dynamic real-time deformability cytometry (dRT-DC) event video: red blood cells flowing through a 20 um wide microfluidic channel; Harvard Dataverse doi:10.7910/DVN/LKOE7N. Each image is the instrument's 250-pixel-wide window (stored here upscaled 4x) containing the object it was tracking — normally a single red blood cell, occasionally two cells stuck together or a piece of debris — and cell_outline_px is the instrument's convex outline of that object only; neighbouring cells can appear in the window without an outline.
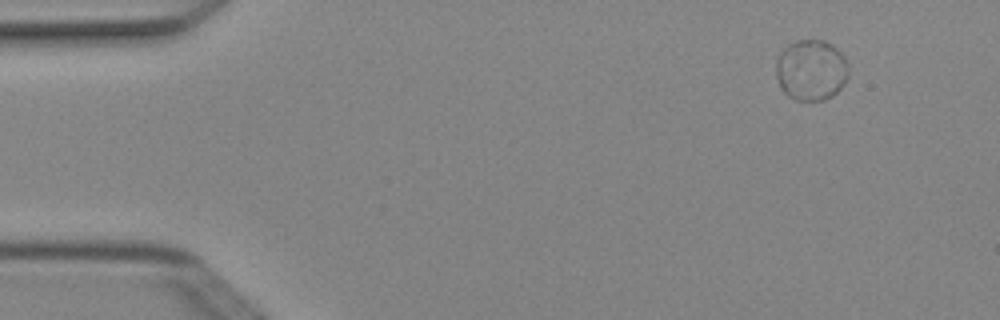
{"species": "Egyptian fruit bat (a non-hibernating species)", "species_latin": "Rousettus aegyptiacus", "temperature_condition": "cold", "stored_images_in_passage": 7, "camera_frame_rate_fps": 3000, "um_per_image_px": 0.085, "animal": {"sex": "female"}, "frame": {"image": 1, "passage_image": 1, "time_ms": 0.0, "image_size_px": [1000, 320], "cell_outline_px": [[848, 76], [844, 84], [832, 96], [824, 100], [796, 100], [788, 96], [780, 88], [776, 76], [776, 60], [780, 52], [788, 44], [796, 40], [824, 40], [832, 44], [844, 56], [848, 68]], "centroid_in_image_um": [68.93, 5.95], "position_along_channel_um": 16.1, "area_um2": 25.89}}
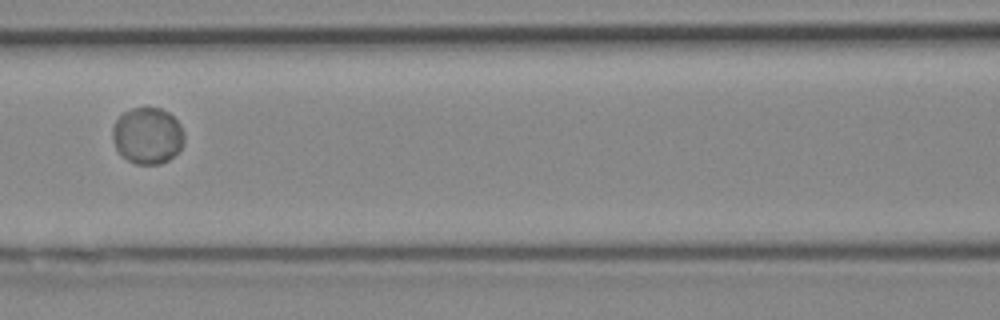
{"frame": {"image": 2, "passage_image": 6, "time_ms": 1.667, "image_size_px": [1000, 320], "cell_outline_px": [[184, 144], [168, 160], [160, 164], [136, 164], [120, 156], [112, 140], [112, 124], [124, 112], [132, 108], [160, 108], [168, 112], [180, 124], [184, 132]], "centroid_in_image_um": [12.51, 11.54], "position_along_channel_um": 154.1, "area_um2": 23.7}}
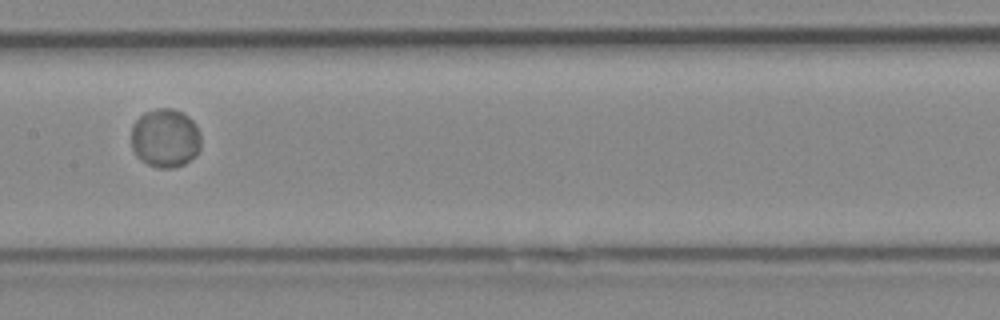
{"frame": {"image": 3, "passage_image": 7, "time_ms": 2.0, "image_size_px": [1000, 320], "cell_outline_px": [[200, 148], [196, 156], [184, 164], [172, 168], [156, 168], [140, 160], [136, 156], [132, 148], [132, 124], [144, 112], [156, 108], [168, 108], [180, 112], [188, 116], [196, 124], [200, 132]], "centroid_in_image_um": [14.04, 11.75], "position_along_channel_um": 193.4, "area_um2": 24.1}}